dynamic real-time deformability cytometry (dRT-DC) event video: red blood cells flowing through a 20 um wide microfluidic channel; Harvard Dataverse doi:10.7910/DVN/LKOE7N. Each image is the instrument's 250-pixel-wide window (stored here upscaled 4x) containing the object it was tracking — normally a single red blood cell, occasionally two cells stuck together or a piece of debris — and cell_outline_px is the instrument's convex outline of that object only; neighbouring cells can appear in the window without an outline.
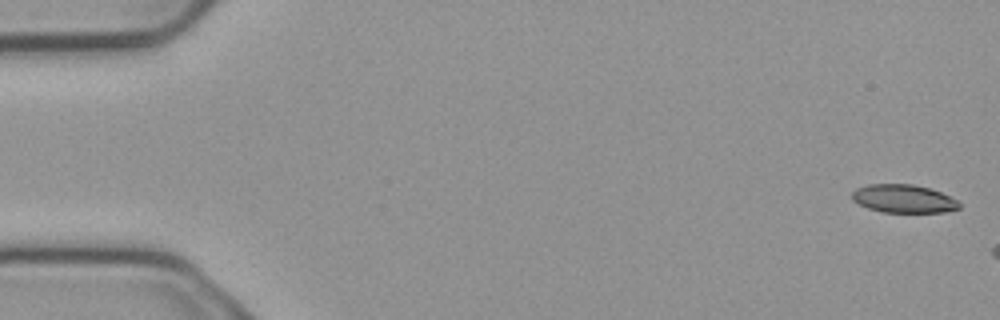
{"species": "common noctule bat (a hibernating species)", "species_latin": "Nyctalus noctula", "temperature_condition": "cold", "stored_images_in_passage": 3, "camera_frame_rate_fps": 3000, "um_per_image_px": 0.085, "animal": {"sex": "male", "body_mass_g": 23.1, "forearm_length_mm": 52.7}, "frame": {"image": 1, "passage_image": 1, "time_ms": 0.0, "image_size_px": [1000, 320], "cell_outline_px": [[960, 208], [944, 212], [884, 212], [868, 208], [852, 200], [852, 192], [856, 188], [868, 184], [912, 184], [928, 188], [940, 192], [956, 200], [960, 204]], "centroid_in_image_um": [76.78, 16.88], "position_along_channel_um": 8.2, "area_um2": 17.46}}